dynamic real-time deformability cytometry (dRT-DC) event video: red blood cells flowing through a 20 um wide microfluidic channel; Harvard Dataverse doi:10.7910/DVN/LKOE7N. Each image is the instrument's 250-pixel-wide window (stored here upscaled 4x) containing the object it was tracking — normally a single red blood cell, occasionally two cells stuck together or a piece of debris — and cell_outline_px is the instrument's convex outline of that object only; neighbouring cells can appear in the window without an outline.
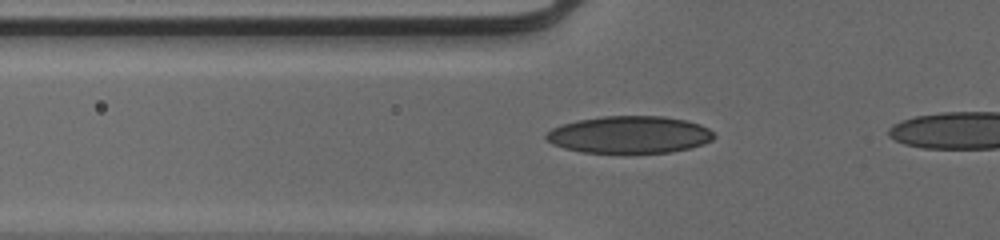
{"species": "human", "species_latin": "Homo sapiens", "temperature_condition": "cold", "stored_images_in_passage": 9, "camera_frame_rate_fps": 3000, "um_per_image_px": 0.085, "donor": {"sex": "male"}, "frame": {"image": 1, "passage_image": 7, "time_ms": 2.0, "image_size_px": [1000, 240], "cell_outline_px": [[716, 136], [712, 140], [704, 144], [672, 152], [584, 152], [564, 148], [552, 144], [544, 136], [552, 128], [564, 124], [580, 120], [604, 116], [664, 116], [684, 120], [700, 124], [708, 128]], "centroid_in_image_um": [53.53, 11.44], "position_along_channel_um": 72.3, "area_um2": 36.01}}